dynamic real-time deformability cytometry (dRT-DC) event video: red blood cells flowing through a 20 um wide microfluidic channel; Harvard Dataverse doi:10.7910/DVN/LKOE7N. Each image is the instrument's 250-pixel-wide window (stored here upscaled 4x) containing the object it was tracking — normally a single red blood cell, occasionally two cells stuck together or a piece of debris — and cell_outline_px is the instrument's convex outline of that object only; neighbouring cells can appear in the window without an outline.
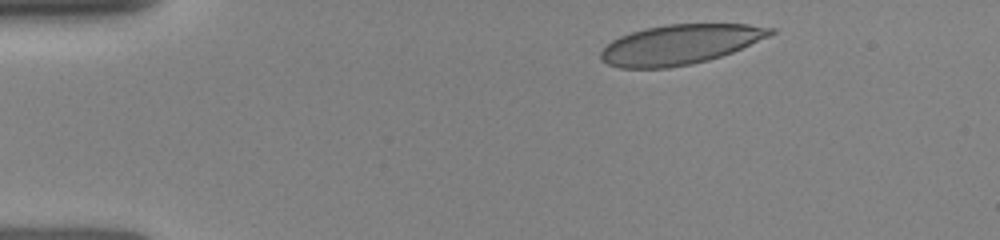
{"species": "human", "species_latin": "Homo sapiens", "temperature_condition": "room temperature", "stored_images_in_passage": 33, "camera_frame_rate_fps": 3000, "um_per_image_px": 0.085, "donor": {"sex": "female"}, "frame": {"image": 1, "passage_image": 1, "time_ms": 0.0, "image_size_px": [1000, 240], "cell_outline_px": [[776, 32], [768, 36], [732, 52], [708, 60], [692, 64], [668, 68], [620, 68], [608, 64], [600, 60], [600, 52], [612, 40], [620, 36], [644, 28], [668, 24], [748, 24], [776, 28]], "centroid_in_image_um": [57.78, 3.78], "position_along_channel_um": 27.2, "area_um2": 39.25}}
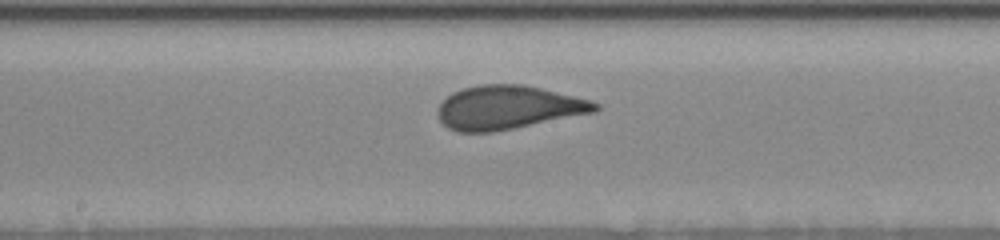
{"frame": {"image": 2, "passage_image": 17, "time_ms": 6.0, "image_size_px": [1000, 240], "cell_outline_px": [[600, 108], [596, 112], [492, 132], [456, 132], [448, 128], [440, 120], [436, 112], [436, 108], [452, 92], [460, 88], [480, 84], [524, 84], [592, 100], [600, 104]], "centroid_in_image_um": [43.18, 9.12], "position_along_channel_um": 205.0, "area_um2": 40.23}}
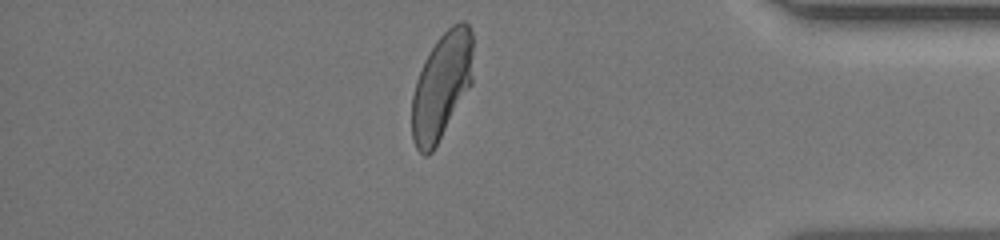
{"frame": {"image": 3, "passage_image": 29, "time_ms": 11.333, "image_size_px": [1000, 240], "cell_outline_px": [[472, 84], [432, 152], [428, 156], [424, 156], [416, 148], [412, 140], [412, 96], [416, 80], [424, 60], [436, 40], [452, 24], [460, 20], [464, 20], [468, 24], [472, 32]], "centroid_in_image_um": [37.53, 7.29], "position_along_channel_um": 397.7, "area_um2": 38.09}}